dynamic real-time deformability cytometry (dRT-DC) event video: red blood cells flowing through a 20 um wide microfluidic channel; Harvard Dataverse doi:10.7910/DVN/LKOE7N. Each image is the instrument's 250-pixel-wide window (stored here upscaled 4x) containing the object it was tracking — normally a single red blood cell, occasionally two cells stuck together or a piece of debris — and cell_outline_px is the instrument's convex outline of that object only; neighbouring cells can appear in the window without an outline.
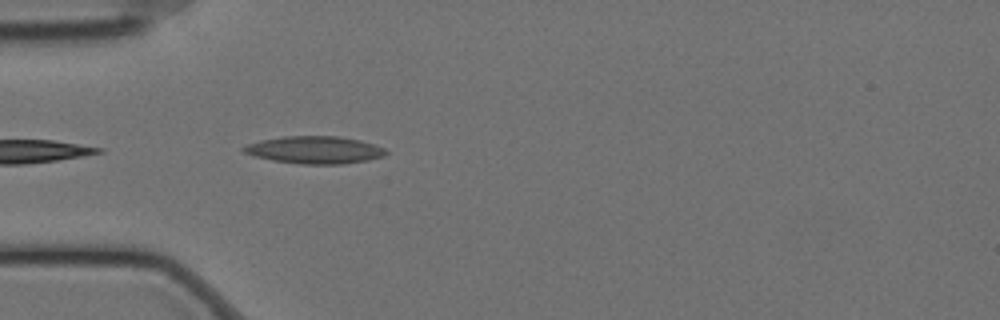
{"species": "Egyptian fruit bat (a non-hibernating species)", "species_latin": "Rousettus aegyptiacus", "temperature_condition": "cold", "stored_images_in_passage": 6, "camera_frame_rate_fps": 3000, "um_per_image_px": 0.085, "animal": {"sex": "female"}, "frame": {"image": 1, "passage_image": 2, "time_ms": 0.333, "image_size_px": [1000, 320], "cell_outline_px": [[388, 152], [384, 156], [368, 160], [344, 164], [300, 164], [272, 160], [256, 156], [244, 152], [240, 148], [248, 144], [260, 140], [284, 136], [340, 136], [360, 140], [376, 144], [384, 148]], "centroid_in_image_um": [26.78, 12.74], "position_along_channel_um": 58.2, "area_um2": 22.83}}